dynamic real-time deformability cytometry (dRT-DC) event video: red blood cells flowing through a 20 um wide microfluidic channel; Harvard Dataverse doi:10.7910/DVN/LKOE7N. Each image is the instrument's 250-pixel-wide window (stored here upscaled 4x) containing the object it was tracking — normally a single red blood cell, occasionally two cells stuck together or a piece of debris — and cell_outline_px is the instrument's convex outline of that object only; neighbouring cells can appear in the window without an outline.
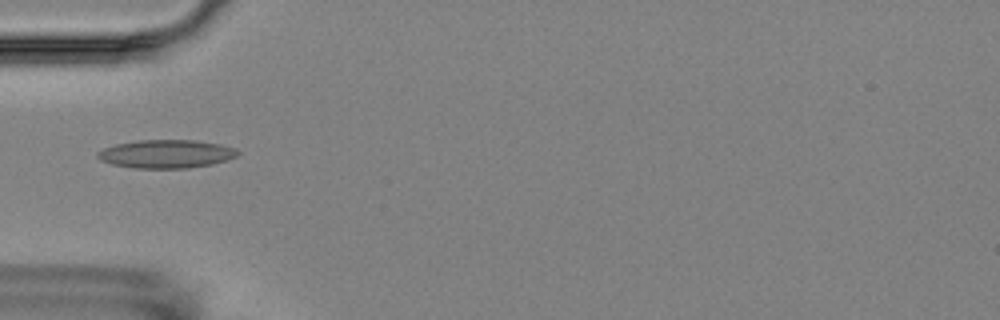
{"species": "Egyptian fruit bat (a non-hibernating species)", "species_latin": "Rousettus aegyptiacus", "temperature_condition": "room temperature", "stored_images_in_passage": 5, "camera_frame_rate_fps": 3000, "um_per_image_px": 0.085, "animal": {"sex": "female"}, "frame": {"image": 1, "passage_image": 3, "time_ms": 3.333, "image_size_px": [1000, 320], "cell_outline_px": [[240, 152], [236, 156], [228, 160], [212, 164], [188, 168], [136, 168], [112, 164], [100, 160], [96, 156], [96, 152], [104, 148], [116, 144], [136, 140], [196, 140], [220, 144], [236, 148]], "centroid_in_image_um": [14.13, 13.08], "position_along_channel_um": 70.9, "area_um2": 23.24}}
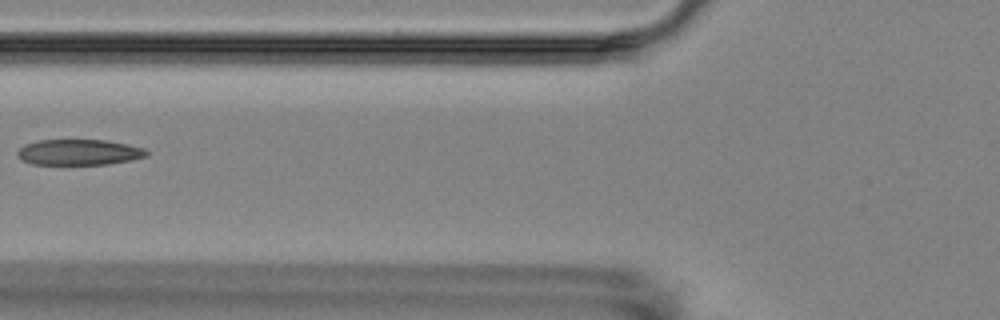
{"frame": {"image": 2, "passage_image": 4, "time_ms": 4.667, "image_size_px": [1000, 320], "cell_outline_px": [[148, 156], [132, 160], [108, 164], [32, 164], [24, 160], [16, 152], [24, 144], [40, 140], [108, 140], [128, 144], [144, 148], [148, 152]], "centroid_in_image_um": [6.76, 12.93], "position_along_channel_um": 119.0, "area_um2": 19.31}}
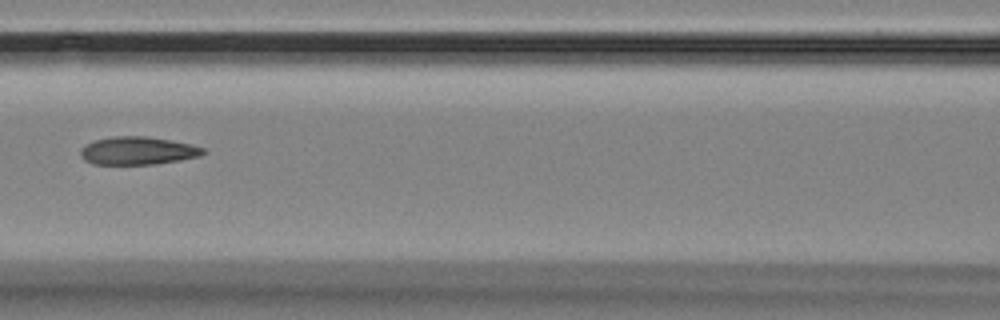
{"frame": {"image": 3, "passage_image": 5, "time_ms": 5.667, "image_size_px": [1000, 320], "cell_outline_px": [[208, 152], [200, 156], [180, 160], [156, 164], [92, 164], [84, 160], [80, 156], [80, 148], [84, 144], [96, 140], [112, 136], [148, 136], [172, 140], [192, 144], [204, 148]], "centroid_in_image_um": [11.72, 12.81], "position_along_channel_um": 154.9, "area_um2": 20.29}}